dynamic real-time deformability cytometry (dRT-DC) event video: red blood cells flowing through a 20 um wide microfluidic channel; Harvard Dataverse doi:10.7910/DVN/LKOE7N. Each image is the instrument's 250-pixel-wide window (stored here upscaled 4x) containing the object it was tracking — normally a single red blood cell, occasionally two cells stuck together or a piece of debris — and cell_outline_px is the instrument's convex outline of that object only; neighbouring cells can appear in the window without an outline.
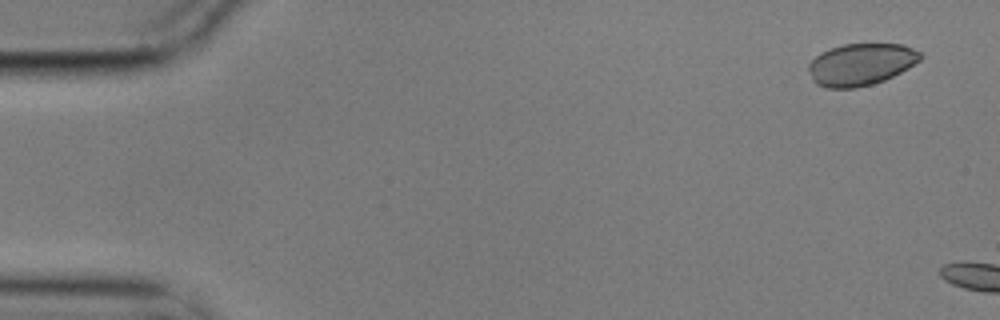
{"species": "common noctule bat (a hibernating species)", "species_latin": "Nyctalus noctula", "temperature_condition": "cold", "stored_images_in_passage": 2, "camera_frame_rate_fps": 3000, "um_per_image_px": 0.085, "animal": {"sex": "male", "body_mass_g": 17.9}, "frame": {"image": 1, "passage_image": 1, "time_ms": 0.0, "image_size_px": [1000, 320], "cell_outline_px": [[924, 56], [920, 60], [908, 68], [884, 80], [872, 84], [856, 88], [824, 88], [816, 84], [812, 80], [808, 68], [808, 64], [820, 52], [844, 44], [904, 44], [920, 52]], "centroid_in_image_um": [73.16, 5.48], "position_along_channel_um": 11.8, "area_um2": 27.4}}